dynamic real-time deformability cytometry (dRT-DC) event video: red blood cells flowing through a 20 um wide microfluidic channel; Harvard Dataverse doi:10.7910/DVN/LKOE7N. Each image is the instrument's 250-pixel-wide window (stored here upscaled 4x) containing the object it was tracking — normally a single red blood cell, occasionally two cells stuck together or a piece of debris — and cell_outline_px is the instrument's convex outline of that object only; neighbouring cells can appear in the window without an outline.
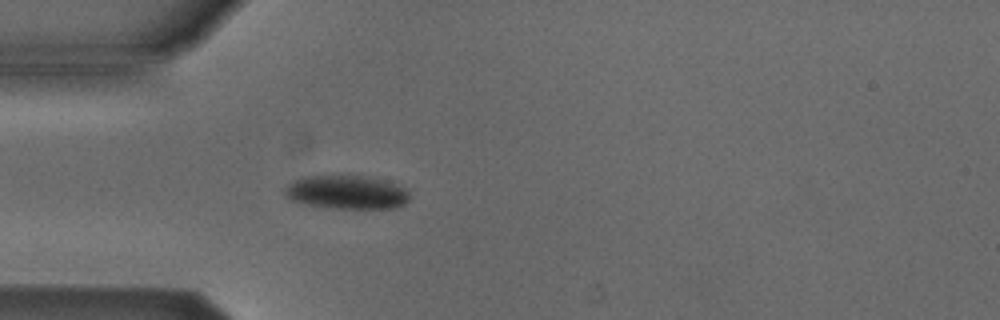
{"species": "Egyptian fruit bat (a non-hibernating species)", "species_latin": "Rousettus aegyptiacus", "temperature_condition": "cold", "stored_images_in_passage": 53, "camera_frame_rate_fps": 3000, "um_per_image_px": 0.085, "animal": {"sex": "male"}, "frame": {"image": 1, "passage_image": 15, "time_ms": 4.667, "image_size_px": [1000, 320], "cell_outline_px": [[408, 200], [400, 208], [324, 208], [304, 204], [292, 200], [284, 196], [284, 188], [292, 180], [300, 176], [360, 176], [384, 180], [404, 188], [408, 192]], "centroid_in_image_um": [29.4, 16.35], "position_along_channel_um": 55.6, "area_um2": 24.57}}
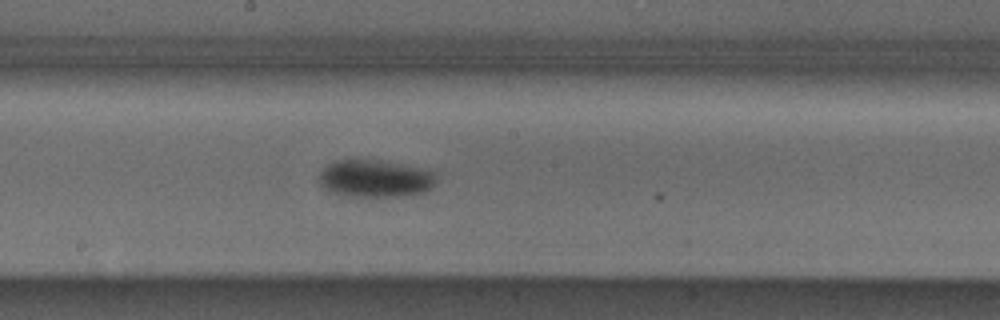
{"frame": {"image": 2, "passage_image": 28, "time_ms": 9.0, "image_size_px": [1000, 320], "cell_outline_px": [[436, 184], [424, 192], [400, 196], [352, 196], [332, 192], [324, 188], [320, 184], [320, 172], [328, 164], [336, 160], [380, 160], [400, 164], [436, 172]], "centroid_in_image_um": [31.9, 15.17], "position_along_channel_um": 216.3, "area_um2": 25.26}}
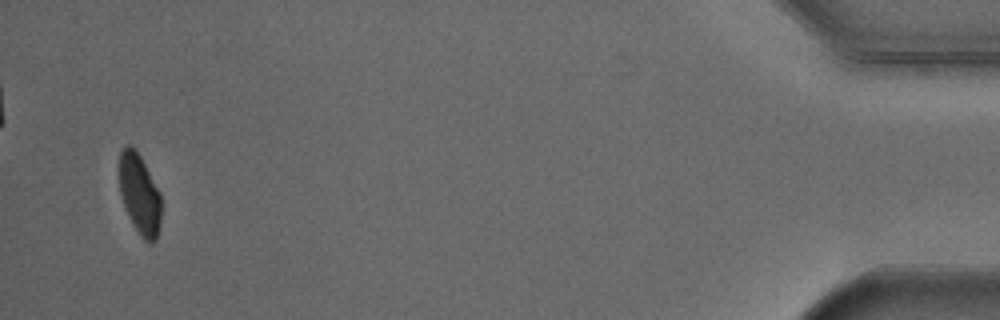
{"frame": {"image": 3, "passage_image": 51, "time_ms": 16.667, "image_size_px": [1000, 320], "cell_outline_px": [[160, 224], [156, 240], [152, 244], [148, 244], [140, 236], [128, 216], [124, 208], [120, 192], [116, 172], [120, 152], [128, 144], [132, 144], [136, 148], [160, 192]], "centroid_in_image_um": [11.82, 16.47], "position_along_channel_um": 423.4, "area_um2": 20.29}, "authors_computed_cell_mechanics": {"area_um2": 23.0622, "velocity_mm_per_s": 3.8453, "shape_relaxation_time_tau1_ms": 2.8164, "shape_relaxation_time_tau2_ms": null, "deformation_change_tau1": 0.0716, "deformation_change_tau2": null}}